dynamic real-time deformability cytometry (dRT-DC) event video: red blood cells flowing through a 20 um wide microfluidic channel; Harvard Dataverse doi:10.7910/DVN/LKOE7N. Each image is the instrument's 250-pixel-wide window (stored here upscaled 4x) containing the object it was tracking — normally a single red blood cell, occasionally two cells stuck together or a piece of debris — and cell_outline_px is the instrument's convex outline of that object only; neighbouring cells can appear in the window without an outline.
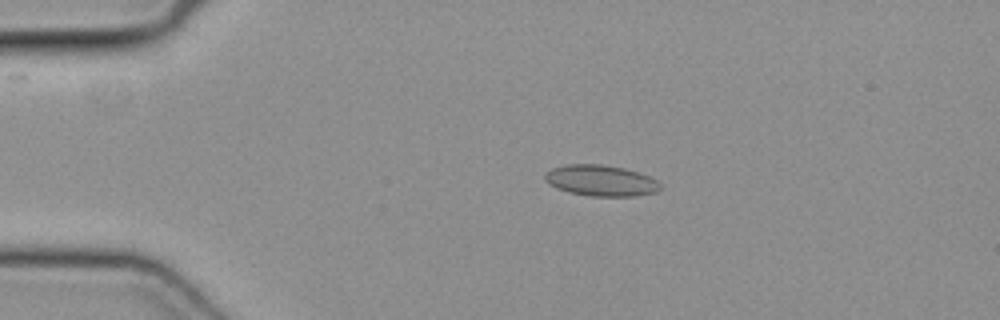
{"species": "common noctule bat (a hibernating species)", "species_latin": "Nyctalus noctula", "temperature_condition": "cold", "stored_images_in_passage": 14, "camera_frame_rate_fps": 3000, "um_per_image_px": 0.085, "animal": {"sex": "female", "body_mass_g": 19.3, "forearm_length_mm": 54.1}, "frame": {"image": 1, "passage_image": 10, "time_ms": 3.0, "image_size_px": [1000, 320], "cell_outline_px": [[660, 188], [656, 192], [636, 196], [588, 196], [568, 192], [556, 188], [548, 184], [544, 180], [544, 176], [552, 168], [568, 164], [604, 164], [624, 168], [640, 172], [656, 180], [660, 184]], "centroid_in_image_um": [51.06, 15.35], "position_along_channel_um": 33.9, "area_um2": 20.98}}